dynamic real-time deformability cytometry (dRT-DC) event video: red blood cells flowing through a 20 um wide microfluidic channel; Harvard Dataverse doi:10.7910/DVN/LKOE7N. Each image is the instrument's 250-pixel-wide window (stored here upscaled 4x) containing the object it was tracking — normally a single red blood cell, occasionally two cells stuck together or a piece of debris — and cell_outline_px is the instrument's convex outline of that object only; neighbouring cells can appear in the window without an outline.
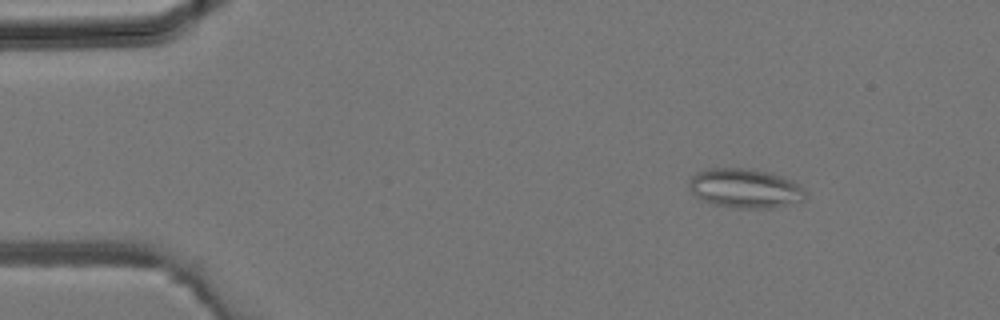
{"species": "common noctule bat (a hibernating species)", "species_latin": "Nyctalus noctula", "temperature_condition": "room temperature", "stored_images_in_passage": 15, "camera_frame_rate_fps": 3000, "um_per_image_px": 0.085, "animal": {"sex": "male", "body_mass_g": 19.2, "forearm_length_mm": 51.8}, "frame": {"image": 1, "passage_image": 1, "time_ms": 0.0, "image_size_px": [1000, 320], "cell_outline_px": [[808, 196], [800, 200], [772, 208], [736, 208], [716, 204], [704, 200], [696, 196], [688, 188], [688, 184], [692, 176], [696, 172], [708, 168], [748, 168], [772, 172], [792, 180], [800, 184], [808, 192]], "centroid_in_image_um": [63.35, 15.98], "position_along_channel_um": 21.6, "area_um2": 26.82}}
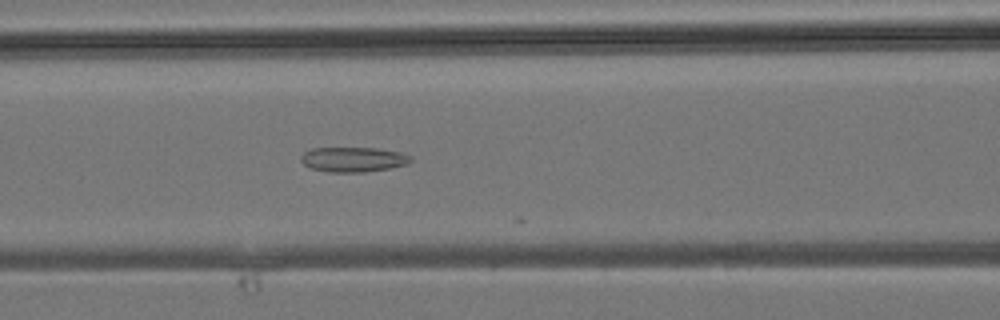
{"frame": {"image": 2, "passage_image": 12, "time_ms": 3.667, "image_size_px": [1000, 320], "cell_outline_px": [[412, 160], [408, 164], [388, 168], [364, 172], [328, 172], [312, 168], [304, 164], [300, 160], [300, 156], [304, 152], [312, 148], [380, 148], [400, 152], [412, 156]], "centroid_in_image_um": [30.04, 13.54], "position_along_channel_um": 136.6, "area_um2": 15.95}}
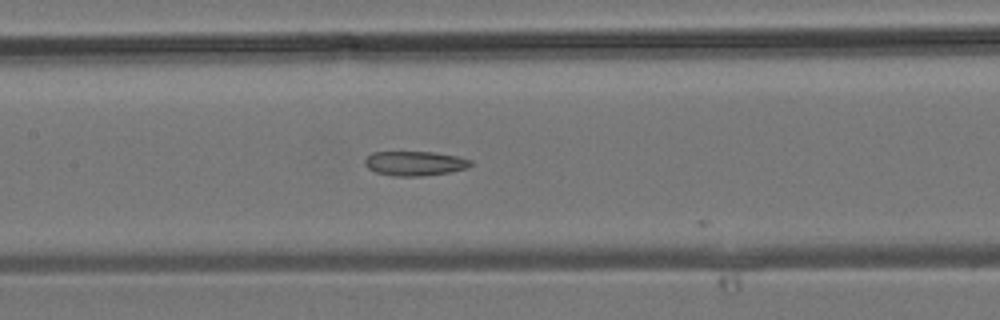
{"frame": {"image": 3, "passage_image": 14, "time_ms": 4.333, "image_size_px": [1000, 320], "cell_outline_px": [[472, 164], [468, 168], [448, 172], [420, 176], [392, 176], [376, 172], [368, 168], [364, 164], [364, 160], [372, 152], [436, 152], [460, 156], [472, 160]], "centroid_in_image_um": [35.28, 13.88], "position_along_channel_um": 172.1, "area_um2": 15.2}}